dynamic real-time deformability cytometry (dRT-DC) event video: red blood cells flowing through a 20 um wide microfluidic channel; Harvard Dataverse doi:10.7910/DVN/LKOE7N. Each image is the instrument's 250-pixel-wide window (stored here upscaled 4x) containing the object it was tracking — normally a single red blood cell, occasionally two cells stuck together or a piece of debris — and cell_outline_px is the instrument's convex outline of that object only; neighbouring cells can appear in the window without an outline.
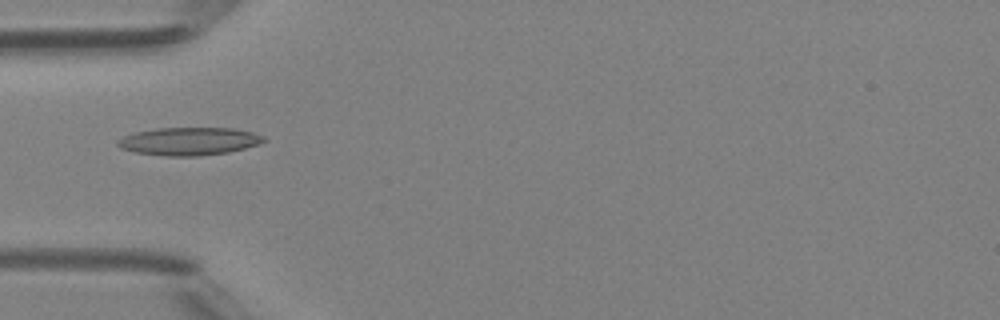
{"species": "Egyptian fruit bat (a non-hibernating species)", "species_latin": "Rousettus aegyptiacus", "temperature_condition": "room temperature", "stored_images_in_passage": 34, "camera_frame_rate_fps": 3000, "um_per_image_px": 0.085, "animal": {"sex": "female"}, "frame": {"image": 1, "passage_image": 1, "time_ms": 0.0, "image_size_px": [1000, 320], "cell_outline_px": [[268, 140], [260, 144], [228, 152], [200, 156], [168, 156], [132, 152], [120, 148], [116, 144], [116, 140], [132, 132], [156, 128], [232, 128], [252, 132], [264, 136]], "centroid_in_image_um": [16.04, 12.01], "position_along_channel_um": 69.0, "area_um2": 23.99}}
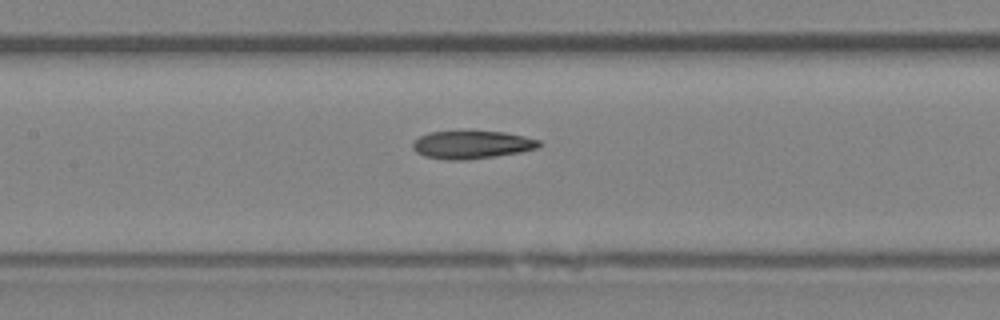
{"frame": {"image": 2, "passage_image": 8, "time_ms": 2.333, "image_size_px": [1000, 320], "cell_outline_px": [[544, 144], [536, 148], [520, 152], [496, 156], [464, 160], [444, 160], [424, 156], [416, 152], [412, 148], [412, 140], [428, 132], [504, 132], [524, 136], [540, 140]], "centroid_in_image_um": [40.08, 12.31], "position_along_channel_um": 167.3, "area_um2": 20.58}}
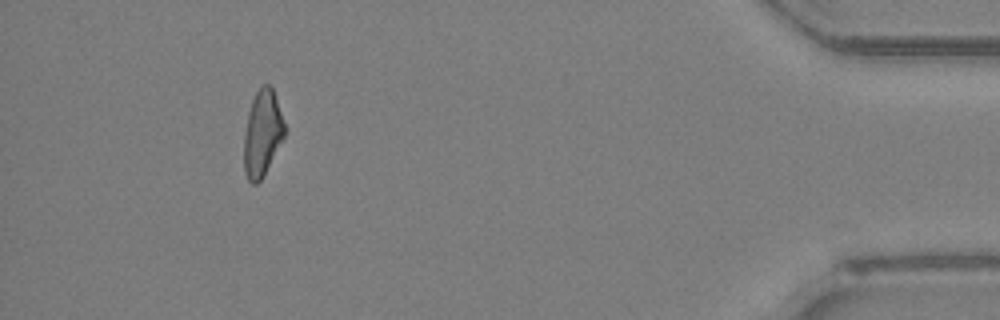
{"frame": {"image": 3, "passage_image": 30, "time_ms": 9.667, "image_size_px": [1000, 320], "cell_outline_px": [[284, 136], [260, 180], [256, 184], [252, 184], [248, 180], [244, 172], [244, 132], [248, 112], [252, 100], [256, 92], [264, 84], [268, 84], [272, 88], [284, 124]], "centroid_in_image_um": [22.26, 11.34], "position_along_channel_um": 412.9, "area_um2": 19.77}, "authors_computed_cell_mechanics": {"area_um2": 20.4901, "velocity_mm_per_s": 4.2335, "shape_relaxation_time_tau1_ms": null, "shape_relaxation_time_tau2_ms": 4.4208, "deformation_change_tau1": null, "deformation_change_tau2": 0.1304}}